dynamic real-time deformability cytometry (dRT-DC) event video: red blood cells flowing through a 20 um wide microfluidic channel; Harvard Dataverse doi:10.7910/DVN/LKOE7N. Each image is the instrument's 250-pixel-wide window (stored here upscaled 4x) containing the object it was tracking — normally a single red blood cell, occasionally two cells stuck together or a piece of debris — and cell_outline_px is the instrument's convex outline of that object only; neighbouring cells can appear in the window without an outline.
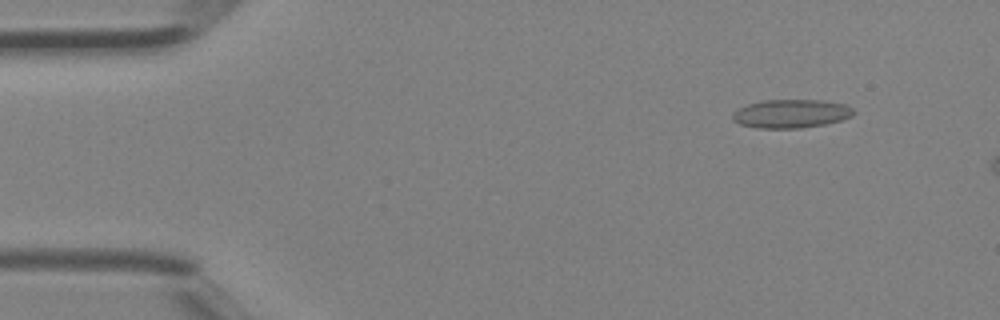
{"species": "Egyptian fruit bat (a non-hibernating species)", "species_latin": "Rousettus aegyptiacus", "temperature_condition": "room temperature", "stored_images_in_passage": 10, "camera_frame_rate_fps": 3000, "um_per_image_px": 0.085, "animal": {"sex": "female"}, "frame": {"image": 1, "passage_image": 5, "time_ms": 1.333, "image_size_px": [1000, 320], "cell_outline_px": [[856, 112], [852, 116], [840, 120], [824, 124], [800, 128], [756, 128], [740, 124], [732, 120], [732, 112], [748, 104], [760, 100], [824, 100], [848, 104]], "centroid_in_image_um": [67.25, 9.65], "position_along_channel_um": 17.8, "area_um2": 20.29}}